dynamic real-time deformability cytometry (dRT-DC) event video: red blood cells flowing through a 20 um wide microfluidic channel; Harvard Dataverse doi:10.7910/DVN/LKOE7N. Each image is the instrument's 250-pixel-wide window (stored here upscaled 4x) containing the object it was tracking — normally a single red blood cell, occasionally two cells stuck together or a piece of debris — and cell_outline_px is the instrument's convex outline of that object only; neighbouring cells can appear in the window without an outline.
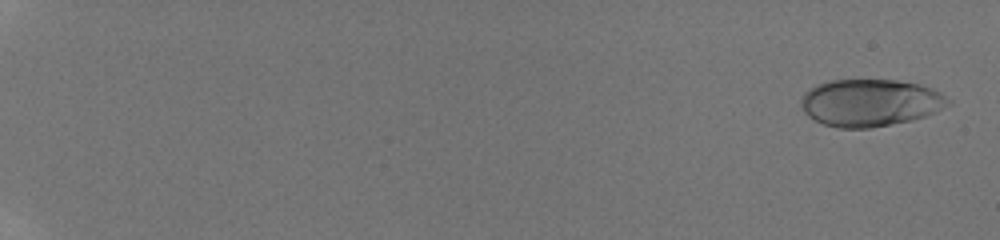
{"species": "human", "species_latin": "Homo sapiens", "temperature_condition": "room temperature", "stored_images_in_passage": 8, "camera_frame_rate_fps": 3000, "um_per_image_px": 0.085, "donor": {"sex": "male"}, "frame": {"image": 1, "passage_image": 1, "time_ms": 0.0, "image_size_px": [1000, 240], "cell_outline_px": [[952, 104], [924, 116], [912, 120], [868, 128], [840, 128], [824, 124], [808, 116], [804, 112], [800, 100], [804, 92], [808, 88], [816, 84], [828, 80], [896, 80], [920, 84], [932, 88], [940, 92], [952, 100]], "centroid_in_image_um": [73.96, 8.72], "position_along_channel_um": 11.0, "area_um2": 40.63}}
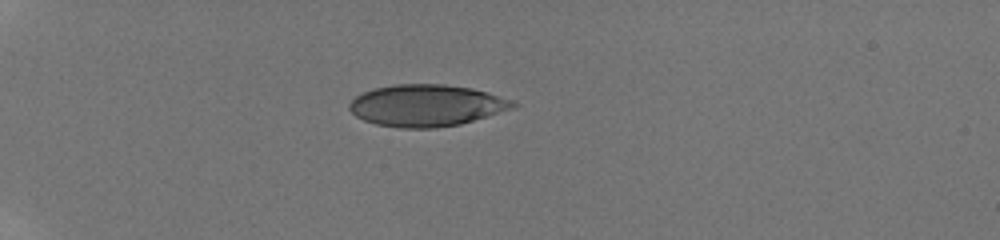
{"frame": {"image": 2, "passage_image": 6, "time_ms": 5.333, "image_size_px": [1000, 240], "cell_outline_px": [[520, 104], [516, 108], [460, 124], [436, 128], [400, 128], [376, 124], [364, 120], [356, 116], [348, 108], [348, 104], [356, 96], [364, 92], [376, 88], [396, 84], [444, 84], [472, 88], [488, 92], [512, 100]], "centroid_in_image_um": [36.29, 8.97], "position_along_channel_um": 48.7, "area_um2": 39.94}}
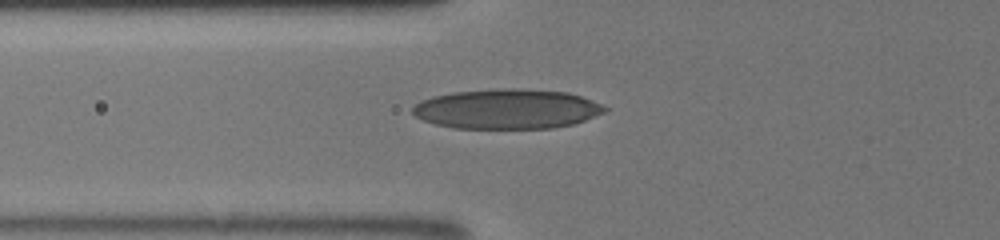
{"frame": {"image": 3, "passage_image": 8, "time_ms": 7.333, "image_size_px": [1000, 240], "cell_outline_px": [[608, 108], [604, 112], [584, 120], [572, 124], [552, 128], [456, 128], [436, 124], [424, 120], [416, 116], [412, 112], [412, 108], [420, 100], [432, 96], [452, 92], [496, 88], [516, 88], [568, 92], [580, 96], [600, 104]], "centroid_in_image_um": [43.06, 9.25], "position_along_channel_um": 82.7, "area_um2": 44.45}}